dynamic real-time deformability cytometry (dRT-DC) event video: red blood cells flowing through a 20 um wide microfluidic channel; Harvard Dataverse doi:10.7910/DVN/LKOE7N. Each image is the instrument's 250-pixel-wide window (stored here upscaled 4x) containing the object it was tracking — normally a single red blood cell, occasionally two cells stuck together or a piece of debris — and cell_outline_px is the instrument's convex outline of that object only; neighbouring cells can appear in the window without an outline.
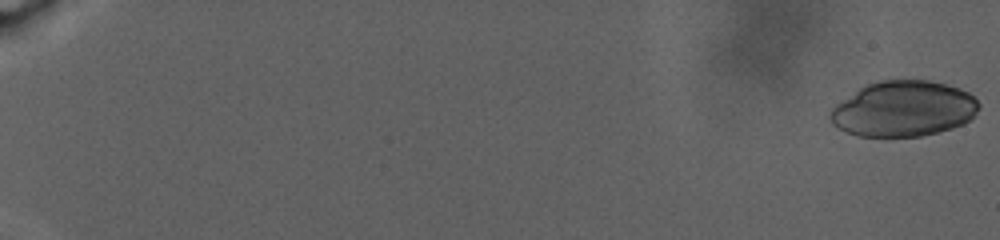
{"species": "human", "species_latin": "Homo sapiens", "temperature_condition": "warm", "stored_images_in_passage": 73, "camera_frame_rate_fps": 3000, "um_per_image_px": 0.085, "donor": {"sex": "male"}, "frame": {"image": 1, "passage_image": 1, "time_ms": 0.0, "image_size_px": [1000, 240], "cell_outline_px": [[980, 108], [964, 124], [952, 128], [920, 136], [856, 136], [832, 124], [828, 116], [828, 112], [836, 104], [864, 84], [880, 80], [928, 80], [960, 88], [968, 92], [980, 104]], "centroid_in_image_um": [76.77, 9.24], "position_along_channel_um": 8.2, "area_um2": 48.15}}
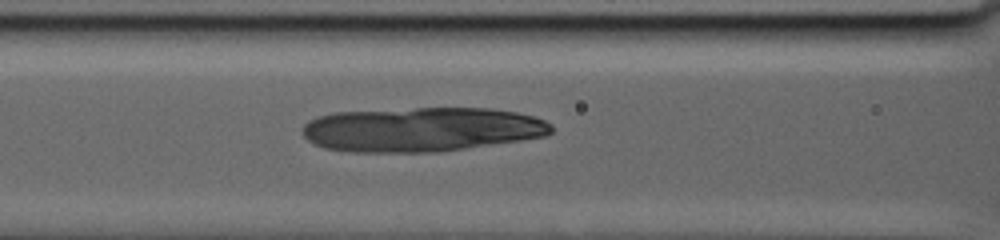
{"frame": {"image": 2, "passage_image": 60, "time_ms": 15.0, "image_size_px": [1000, 240], "cell_outline_px": [[552, 132], [548, 136], [440, 152], [352, 152], [324, 148], [308, 140], [300, 132], [300, 128], [308, 120], [316, 116], [332, 112], [416, 108], [492, 108], [516, 112], [532, 116], [544, 120], [552, 124]], "centroid_in_image_um": [35.8, 11.0], "position_along_channel_um": 130.8, "area_um2": 64.97}}
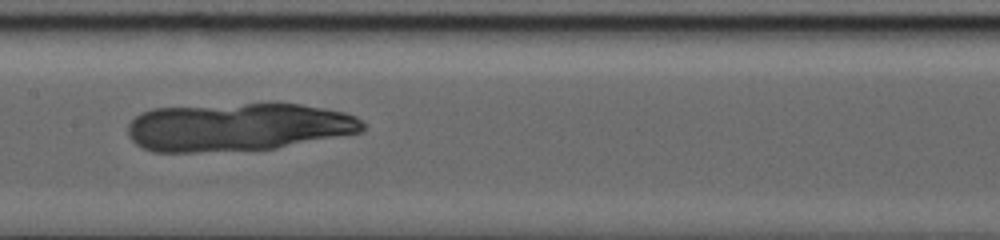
{"frame": {"image": 3, "passage_image": 72, "time_ms": 17.333, "image_size_px": [1000, 240], "cell_outline_px": [[364, 128], [360, 132], [276, 148], [196, 152], [152, 152], [136, 144], [128, 136], [128, 124], [140, 112], [152, 108], [272, 100], [276, 100], [324, 108], [344, 112], [356, 116], [364, 124]], "centroid_in_image_um": [20.2, 10.74], "position_along_channel_um": 187.2, "area_um2": 67.34}}